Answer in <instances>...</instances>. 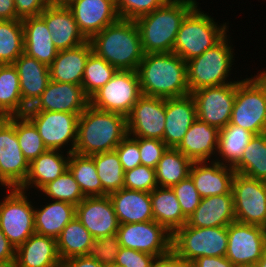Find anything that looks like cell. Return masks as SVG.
<instances>
[{
  "mask_svg": "<svg viewBox=\"0 0 266 267\" xmlns=\"http://www.w3.org/2000/svg\"><path fill=\"white\" fill-rule=\"evenodd\" d=\"M136 71L144 95L167 99L190 94L186 62L174 52L144 54Z\"/></svg>",
  "mask_w": 266,
  "mask_h": 267,
  "instance_id": "cell-1",
  "label": "cell"
},
{
  "mask_svg": "<svg viewBox=\"0 0 266 267\" xmlns=\"http://www.w3.org/2000/svg\"><path fill=\"white\" fill-rule=\"evenodd\" d=\"M92 51L117 70L136 71L144 57L138 27L119 18L89 39Z\"/></svg>",
  "mask_w": 266,
  "mask_h": 267,
  "instance_id": "cell-2",
  "label": "cell"
},
{
  "mask_svg": "<svg viewBox=\"0 0 266 267\" xmlns=\"http://www.w3.org/2000/svg\"><path fill=\"white\" fill-rule=\"evenodd\" d=\"M127 135L124 115L102 111L89 104L79 116L74 153L91 156L113 151Z\"/></svg>",
  "mask_w": 266,
  "mask_h": 267,
  "instance_id": "cell-3",
  "label": "cell"
},
{
  "mask_svg": "<svg viewBox=\"0 0 266 267\" xmlns=\"http://www.w3.org/2000/svg\"><path fill=\"white\" fill-rule=\"evenodd\" d=\"M197 3L196 0H168L150 14L135 20L144 54L173 52L177 32Z\"/></svg>",
  "mask_w": 266,
  "mask_h": 267,
  "instance_id": "cell-4",
  "label": "cell"
},
{
  "mask_svg": "<svg viewBox=\"0 0 266 267\" xmlns=\"http://www.w3.org/2000/svg\"><path fill=\"white\" fill-rule=\"evenodd\" d=\"M198 8L197 4L184 18L173 46V52L185 62L212 48L228 32L226 23L218 25Z\"/></svg>",
  "mask_w": 266,
  "mask_h": 267,
  "instance_id": "cell-5",
  "label": "cell"
},
{
  "mask_svg": "<svg viewBox=\"0 0 266 267\" xmlns=\"http://www.w3.org/2000/svg\"><path fill=\"white\" fill-rule=\"evenodd\" d=\"M227 37L226 34L212 48L186 62L190 94L200 88L236 82L227 80L234 62L233 48Z\"/></svg>",
  "mask_w": 266,
  "mask_h": 267,
  "instance_id": "cell-6",
  "label": "cell"
},
{
  "mask_svg": "<svg viewBox=\"0 0 266 267\" xmlns=\"http://www.w3.org/2000/svg\"><path fill=\"white\" fill-rule=\"evenodd\" d=\"M227 226L198 228L185 224L172 234V251L187 264L202 256H225Z\"/></svg>",
  "mask_w": 266,
  "mask_h": 267,
  "instance_id": "cell-7",
  "label": "cell"
},
{
  "mask_svg": "<svg viewBox=\"0 0 266 267\" xmlns=\"http://www.w3.org/2000/svg\"><path fill=\"white\" fill-rule=\"evenodd\" d=\"M230 124L246 129L254 135L266 133V94L252 76L237 80Z\"/></svg>",
  "mask_w": 266,
  "mask_h": 267,
  "instance_id": "cell-8",
  "label": "cell"
},
{
  "mask_svg": "<svg viewBox=\"0 0 266 267\" xmlns=\"http://www.w3.org/2000/svg\"><path fill=\"white\" fill-rule=\"evenodd\" d=\"M26 193L8 188V195L0 202V229L15 249L35 233L34 207Z\"/></svg>",
  "mask_w": 266,
  "mask_h": 267,
  "instance_id": "cell-9",
  "label": "cell"
},
{
  "mask_svg": "<svg viewBox=\"0 0 266 267\" xmlns=\"http://www.w3.org/2000/svg\"><path fill=\"white\" fill-rule=\"evenodd\" d=\"M141 95L137 71L117 70L111 80L89 98V104L127 117Z\"/></svg>",
  "mask_w": 266,
  "mask_h": 267,
  "instance_id": "cell-10",
  "label": "cell"
},
{
  "mask_svg": "<svg viewBox=\"0 0 266 267\" xmlns=\"http://www.w3.org/2000/svg\"><path fill=\"white\" fill-rule=\"evenodd\" d=\"M236 221L266 227V181L235 173L232 180Z\"/></svg>",
  "mask_w": 266,
  "mask_h": 267,
  "instance_id": "cell-11",
  "label": "cell"
},
{
  "mask_svg": "<svg viewBox=\"0 0 266 267\" xmlns=\"http://www.w3.org/2000/svg\"><path fill=\"white\" fill-rule=\"evenodd\" d=\"M225 257L236 267H255L266 248L265 228L234 221L227 226Z\"/></svg>",
  "mask_w": 266,
  "mask_h": 267,
  "instance_id": "cell-12",
  "label": "cell"
},
{
  "mask_svg": "<svg viewBox=\"0 0 266 267\" xmlns=\"http://www.w3.org/2000/svg\"><path fill=\"white\" fill-rule=\"evenodd\" d=\"M236 89L237 81L193 91L197 119L219 130L226 127L231 120Z\"/></svg>",
  "mask_w": 266,
  "mask_h": 267,
  "instance_id": "cell-13",
  "label": "cell"
},
{
  "mask_svg": "<svg viewBox=\"0 0 266 267\" xmlns=\"http://www.w3.org/2000/svg\"><path fill=\"white\" fill-rule=\"evenodd\" d=\"M117 235L121 247L156 257L166 255L172 250V234L154 220L119 224Z\"/></svg>",
  "mask_w": 266,
  "mask_h": 267,
  "instance_id": "cell-14",
  "label": "cell"
},
{
  "mask_svg": "<svg viewBox=\"0 0 266 267\" xmlns=\"http://www.w3.org/2000/svg\"><path fill=\"white\" fill-rule=\"evenodd\" d=\"M29 162L24 157L15 130V121L0 120V184L19 188L26 180Z\"/></svg>",
  "mask_w": 266,
  "mask_h": 267,
  "instance_id": "cell-15",
  "label": "cell"
},
{
  "mask_svg": "<svg viewBox=\"0 0 266 267\" xmlns=\"http://www.w3.org/2000/svg\"><path fill=\"white\" fill-rule=\"evenodd\" d=\"M131 137L160 139L165 130V99L142 94L126 117Z\"/></svg>",
  "mask_w": 266,
  "mask_h": 267,
  "instance_id": "cell-16",
  "label": "cell"
},
{
  "mask_svg": "<svg viewBox=\"0 0 266 267\" xmlns=\"http://www.w3.org/2000/svg\"><path fill=\"white\" fill-rule=\"evenodd\" d=\"M80 115L68 112L43 111L32 123L37 128L48 150H63L66 145L68 147L69 143L71 147L66 152L71 154L74 153L77 142Z\"/></svg>",
  "mask_w": 266,
  "mask_h": 267,
  "instance_id": "cell-17",
  "label": "cell"
},
{
  "mask_svg": "<svg viewBox=\"0 0 266 267\" xmlns=\"http://www.w3.org/2000/svg\"><path fill=\"white\" fill-rule=\"evenodd\" d=\"M76 217L94 239L116 234L119 222L108 195L85 197L76 206Z\"/></svg>",
  "mask_w": 266,
  "mask_h": 267,
  "instance_id": "cell-18",
  "label": "cell"
},
{
  "mask_svg": "<svg viewBox=\"0 0 266 267\" xmlns=\"http://www.w3.org/2000/svg\"><path fill=\"white\" fill-rule=\"evenodd\" d=\"M66 6L88 40L119 19L115 0H69Z\"/></svg>",
  "mask_w": 266,
  "mask_h": 267,
  "instance_id": "cell-19",
  "label": "cell"
},
{
  "mask_svg": "<svg viewBox=\"0 0 266 267\" xmlns=\"http://www.w3.org/2000/svg\"><path fill=\"white\" fill-rule=\"evenodd\" d=\"M39 16L45 21L58 51L74 48L88 41L66 4H50Z\"/></svg>",
  "mask_w": 266,
  "mask_h": 267,
  "instance_id": "cell-20",
  "label": "cell"
},
{
  "mask_svg": "<svg viewBox=\"0 0 266 267\" xmlns=\"http://www.w3.org/2000/svg\"><path fill=\"white\" fill-rule=\"evenodd\" d=\"M212 160L195 161L190 168L189 176L201 198L228 194L232 190L233 167Z\"/></svg>",
  "mask_w": 266,
  "mask_h": 267,
  "instance_id": "cell-21",
  "label": "cell"
},
{
  "mask_svg": "<svg viewBox=\"0 0 266 267\" xmlns=\"http://www.w3.org/2000/svg\"><path fill=\"white\" fill-rule=\"evenodd\" d=\"M165 116L163 142L168 148H177L192 123L197 119L193 96L189 94L165 99Z\"/></svg>",
  "mask_w": 266,
  "mask_h": 267,
  "instance_id": "cell-22",
  "label": "cell"
},
{
  "mask_svg": "<svg viewBox=\"0 0 266 267\" xmlns=\"http://www.w3.org/2000/svg\"><path fill=\"white\" fill-rule=\"evenodd\" d=\"M236 221L232 191L228 194L201 198L194 213L187 218L191 227L207 228L228 226Z\"/></svg>",
  "mask_w": 266,
  "mask_h": 267,
  "instance_id": "cell-23",
  "label": "cell"
},
{
  "mask_svg": "<svg viewBox=\"0 0 266 267\" xmlns=\"http://www.w3.org/2000/svg\"><path fill=\"white\" fill-rule=\"evenodd\" d=\"M14 267H62L56 239L32 234L16 249Z\"/></svg>",
  "mask_w": 266,
  "mask_h": 267,
  "instance_id": "cell-24",
  "label": "cell"
},
{
  "mask_svg": "<svg viewBox=\"0 0 266 267\" xmlns=\"http://www.w3.org/2000/svg\"><path fill=\"white\" fill-rule=\"evenodd\" d=\"M43 111L82 114L89 105L81 85L50 80L41 94Z\"/></svg>",
  "mask_w": 266,
  "mask_h": 267,
  "instance_id": "cell-25",
  "label": "cell"
},
{
  "mask_svg": "<svg viewBox=\"0 0 266 267\" xmlns=\"http://www.w3.org/2000/svg\"><path fill=\"white\" fill-rule=\"evenodd\" d=\"M92 52L89 40L77 47L59 51L49 66L50 80L81 85L85 65Z\"/></svg>",
  "mask_w": 266,
  "mask_h": 267,
  "instance_id": "cell-26",
  "label": "cell"
},
{
  "mask_svg": "<svg viewBox=\"0 0 266 267\" xmlns=\"http://www.w3.org/2000/svg\"><path fill=\"white\" fill-rule=\"evenodd\" d=\"M108 196L119 224L154 220L150 192L122 188Z\"/></svg>",
  "mask_w": 266,
  "mask_h": 267,
  "instance_id": "cell-27",
  "label": "cell"
},
{
  "mask_svg": "<svg viewBox=\"0 0 266 267\" xmlns=\"http://www.w3.org/2000/svg\"><path fill=\"white\" fill-rule=\"evenodd\" d=\"M220 130L196 119L177 149L195 161H209L217 152Z\"/></svg>",
  "mask_w": 266,
  "mask_h": 267,
  "instance_id": "cell-28",
  "label": "cell"
},
{
  "mask_svg": "<svg viewBox=\"0 0 266 267\" xmlns=\"http://www.w3.org/2000/svg\"><path fill=\"white\" fill-rule=\"evenodd\" d=\"M21 21L24 29V53L50 66L59 51L53 44L45 21L40 16Z\"/></svg>",
  "mask_w": 266,
  "mask_h": 267,
  "instance_id": "cell-29",
  "label": "cell"
},
{
  "mask_svg": "<svg viewBox=\"0 0 266 267\" xmlns=\"http://www.w3.org/2000/svg\"><path fill=\"white\" fill-rule=\"evenodd\" d=\"M66 155L67 158L61 150H47L35 158L30 162L27 178L19 189L28 191L29 187H36L40 190L48 182L61 176L68 168L70 154Z\"/></svg>",
  "mask_w": 266,
  "mask_h": 267,
  "instance_id": "cell-30",
  "label": "cell"
},
{
  "mask_svg": "<svg viewBox=\"0 0 266 267\" xmlns=\"http://www.w3.org/2000/svg\"><path fill=\"white\" fill-rule=\"evenodd\" d=\"M75 216L76 206L59 200H52L40 209L34 207L35 233L57 239Z\"/></svg>",
  "mask_w": 266,
  "mask_h": 267,
  "instance_id": "cell-31",
  "label": "cell"
},
{
  "mask_svg": "<svg viewBox=\"0 0 266 267\" xmlns=\"http://www.w3.org/2000/svg\"><path fill=\"white\" fill-rule=\"evenodd\" d=\"M153 218L171 234L187 223L171 187H156L150 192Z\"/></svg>",
  "mask_w": 266,
  "mask_h": 267,
  "instance_id": "cell-32",
  "label": "cell"
},
{
  "mask_svg": "<svg viewBox=\"0 0 266 267\" xmlns=\"http://www.w3.org/2000/svg\"><path fill=\"white\" fill-rule=\"evenodd\" d=\"M16 67L21 95H41L50 82L49 66L37 59L21 54L13 63Z\"/></svg>",
  "mask_w": 266,
  "mask_h": 267,
  "instance_id": "cell-33",
  "label": "cell"
},
{
  "mask_svg": "<svg viewBox=\"0 0 266 267\" xmlns=\"http://www.w3.org/2000/svg\"><path fill=\"white\" fill-rule=\"evenodd\" d=\"M94 238L75 216L61 231L56 239L57 251L61 261L87 255Z\"/></svg>",
  "mask_w": 266,
  "mask_h": 267,
  "instance_id": "cell-34",
  "label": "cell"
},
{
  "mask_svg": "<svg viewBox=\"0 0 266 267\" xmlns=\"http://www.w3.org/2000/svg\"><path fill=\"white\" fill-rule=\"evenodd\" d=\"M253 136L254 134L250 131L229 123L220 129L216 153L220 159L218 157L215 161L234 167L242 158L243 152Z\"/></svg>",
  "mask_w": 266,
  "mask_h": 267,
  "instance_id": "cell-35",
  "label": "cell"
},
{
  "mask_svg": "<svg viewBox=\"0 0 266 267\" xmlns=\"http://www.w3.org/2000/svg\"><path fill=\"white\" fill-rule=\"evenodd\" d=\"M192 163L177 148H167L155 168L158 187H172L187 178Z\"/></svg>",
  "mask_w": 266,
  "mask_h": 267,
  "instance_id": "cell-36",
  "label": "cell"
},
{
  "mask_svg": "<svg viewBox=\"0 0 266 267\" xmlns=\"http://www.w3.org/2000/svg\"><path fill=\"white\" fill-rule=\"evenodd\" d=\"M233 169L235 173L266 181V133L251 138Z\"/></svg>",
  "mask_w": 266,
  "mask_h": 267,
  "instance_id": "cell-37",
  "label": "cell"
},
{
  "mask_svg": "<svg viewBox=\"0 0 266 267\" xmlns=\"http://www.w3.org/2000/svg\"><path fill=\"white\" fill-rule=\"evenodd\" d=\"M68 169L79 184L85 197L103 196V188L97 174L94 160L90 156L71 153Z\"/></svg>",
  "mask_w": 266,
  "mask_h": 267,
  "instance_id": "cell-38",
  "label": "cell"
},
{
  "mask_svg": "<svg viewBox=\"0 0 266 267\" xmlns=\"http://www.w3.org/2000/svg\"><path fill=\"white\" fill-rule=\"evenodd\" d=\"M95 163L103 196L124 188V170L115 150L90 156Z\"/></svg>",
  "mask_w": 266,
  "mask_h": 267,
  "instance_id": "cell-39",
  "label": "cell"
},
{
  "mask_svg": "<svg viewBox=\"0 0 266 267\" xmlns=\"http://www.w3.org/2000/svg\"><path fill=\"white\" fill-rule=\"evenodd\" d=\"M24 53V29L20 19L0 20V64H13Z\"/></svg>",
  "mask_w": 266,
  "mask_h": 267,
  "instance_id": "cell-40",
  "label": "cell"
},
{
  "mask_svg": "<svg viewBox=\"0 0 266 267\" xmlns=\"http://www.w3.org/2000/svg\"><path fill=\"white\" fill-rule=\"evenodd\" d=\"M116 72L114 66L92 52L87 59L81 84L85 95L90 98L107 84Z\"/></svg>",
  "mask_w": 266,
  "mask_h": 267,
  "instance_id": "cell-41",
  "label": "cell"
},
{
  "mask_svg": "<svg viewBox=\"0 0 266 267\" xmlns=\"http://www.w3.org/2000/svg\"><path fill=\"white\" fill-rule=\"evenodd\" d=\"M40 191L52 200L68 202L74 206H77L85 198L79 184L68 168L61 176L44 185Z\"/></svg>",
  "mask_w": 266,
  "mask_h": 267,
  "instance_id": "cell-42",
  "label": "cell"
},
{
  "mask_svg": "<svg viewBox=\"0 0 266 267\" xmlns=\"http://www.w3.org/2000/svg\"><path fill=\"white\" fill-rule=\"evenodd\" d=\"M21 96L20 80L13 64H0V115L6 118Z\"/></svg>",
  "mask_w": 266,
  "mask_h": 267,
  "instance_id": "cell-43",
  "label": "cell"
},
{
  "mask_svg": "<svg viewBox=\"0 0 266 267\" xmlns=\"http://www.w3.org/2000/svg\"><path fill=\"white\" fill-rule=\"evenodd\" d=\"M15 130L21 151L29 163L48 150L32 122H15Z\"/></svg>",
  "mask_w": 266,
  "mask_h": 267,
  "instance_id": "cell-44",
  "label": "cell"
},
{
  "mask_svg": "<svg viewBox=\"0 0 266 267\" xmlns=\"http://www.w3.org/2000/svg\"><path fill=\"white\" fill-rule=\"evenodd\" d=\"M168 0H115L119 18L137 20L163 6Z\"/></svg>",
  "mask_w": 266,
  "mask_h": 267,
  "instance_id": "cell-45",
  "label": "cell"
},
{
  "mask_svg": "<svg viewBox=\"0 0 266 267\" xmlns=\"http://www.w3.org/2000/svg\"><path fill=\"white\" fill-rule=\"evenodd\" d=\"M121 244L116 234L94 239L87 256L96 259L103 266L116 262Z\"/></svg>",
  "mask_w": 266,
  "mask_h": 267,
  "instance_id": "cell-46",
  "label": "cell"
},
{
  "mask_svg": "<svg viewBox=\"0 0 266 267\" xmlns=\"http://www.w3.org/2000/svg\"><path fill=\"white\" fill-rule=\"evenodd\" d=\"M158 187L155 169L139 165L124 172V188L129 190L151 192Z\"/></svg>",
  "mask_w": 266,
  "mask_h": 267,
  "instance_id": "cell-47",
  "label": "cell"
},
{
  "mask_svg": "<svg viewBox=\"0 0 266 267\" xmlns=\"http://www.w3.org/2000/svg\"><path fill=\"white\" fill-rule=\"evenodd\" d=\"M43 112L42 97L21 95L14 109L6 117L15 122H32Z\"/></svg>",
  "mask_w": 266,
  "mask_h": 267,
  "instance_id": "cell-48",
  "label": "cell"
},
{
  "mask_svg": "<svg viewBox=\"0 0 266 267\" xmlns=\"http://www.w3.org/2000/svg\"><path fill=\"white\" fill-rule=\"evenodd\" d=\"M171 188L177 197L183 215L188 218L194 213L201 201L192 178L188 176Z\"/></svg>",
  "mask_w": 266,
  "mask_h": 267,
  "instance_id": "cell-49",
  "label": "cell"
},
{
  "mask_svg": "<svg viewBox=\"0 0 266 267\" xmlns=\"http://www.w3.org/2000/svg\"><path fill=\"white\" fill-rule=\"evenodd\" d=\"M114 150L119 157L124 172L141 165L138 137L127 135Z\"/></svg>",
  "mask_w": 266,
  "mask_h": 267,
  "instance_id": "cell-50",
  "label": "cell"
},
{
  "mask_svg": "<svg viewBox=\"0 0 266 267\" xmlns=\"http://www.w3.org/2000/svg\"><path fill=\"white\" fill-rule=\"evenodd\" d=\"M138 146L141 164L154 169L168 148L162 140L149 138H138Z\"/></svg>",
  "mask_w": 266,
  "mask_h": 267,
  "instance_id": "cell-51",
  "label": "cell"
},
{
  "mask_svg": "<svg viewBox=\"0 0 266 267\" xmlns=\"http://www.w3.org/2000/svg\"><path fill=\"white\" fill-rule=\"evenodd\" d=\"M155 258L145 252L121 247L115 263L123 267H152Z\"/></svg>",
  "mask_w": 266,
  "mask_h": 267,
  "instance_id": "cell-52",
  "label": "cell"
},
{
  "mask_svg": "<svg viewBox=\"0 0 266 267\" xmlns=\"http://www.w3.org/2000/svg\"><path fill=\"white\" fill-rule=\"evenodd\" d=\"M17 17L23 20L28 17L39 16L50 5L49 0H14Z\"/></svg>",
  "mask_w": 266,
  "mask_h": 267,
  "instance_id": "cell-53",
  "label": "cell"
},
{
  "mask_svg": "<svg viewBox=\"0 0 266 267\" xmlns=\"http://www.w3.org/2000/svg\"><path fill=\"white\" fill-rule=\"evenodd\" d=\"M16 249L0 229V267H14Z\"/></svg>",
  "mask_w": 266,
  "mask_h": 267,
  "instance_id": "cell-54",
  "label": "cell"
},
{
  "mask_svg": "<svg viewBox=\"0 0 266 267\" xmlns=\"http://www.w3.org/2000/svg\"><path fill=\"white\" fill-rule=\"evenodd\" d=\"M190 267H236L225 256H202L189 264Z\"/></svg>",
  "mask_w": 266,
  "mask_h": 267,
  "instance_id": "cell-55",
  "label": "cell"
},
{
  "mask_svg": "<svg viewBox=\"0 0 266 267\" xmlns=\"http://www.w3.org/2000/svg\"><path fill=\"white\" fill-rule=\"evenodd\" d=\"M152 267H189L184 260L180 259L172 250L163 256L156 257Z\"/></svg>",
  "mask_w": 266,
  "mask_h": 267,
  "instance_id": "cell-56",
  "label": "cell"
},
{
  "mask_svg": "<svg viewBox=\"0 0 266 267\" xmlns=\"http://www.w3.org/2000/svg\"><path fill=\"white\" fill-rule=\"evenodd\" d=\"M62 267H104L96 259L87 255L75 256L62 261Z\"/></svg>",
  "mask_w": 266,
  "mask_h": 267,
  "instance_id": "cell-57",
  "label": "cell"
},
{
  "mask_svg": "<svg viewBox=\"0 0 266 267\" xmlns=\"http://www.w3.org/2000/svg\"><path fill=\"white\" fill-rule=\"evenodd\" d=\"M19 19L16 14L14 0H0V20Z\"/></svg>",
  "mask_w": 266,
  "mask_h": 267,
  "instance_id": "cell-58",
  "label": "cell"
},
{
  "mask_svg": "<svg viewBox=\"0 0 266 267\" xmlns=\"http://www.w3.org/2000/svg\"><path fill=\"white\" fill-rule=\"evenodd\" d=\"M253 78L263 87V90L266 94V71L263 72L260 70V73L254 75Z\"/></svg>",
  "mask_w": 266,
  "mask_h": 267,
  "instance_id": "cell-59",
  "label": "cell"
},
{
  "mask_svg": "<svg viewBox=\"0 0 266 267\" xmlns=\"http://www.w3.org/2000/svg\"><path fill=\"white\" fill-rule=\"evenodd\" d=\"M255 267H266V248L264 250L263 256L260 258Z\"/></svg>",
  "mask_w": 266,
  "mask_h": 267,
  "instance_id": "cell-60",
  "label": "cell"
},
{
  "mask_svg": "<svg viewBox=\"0 0 266 267\" xmlns=\"http://www.w3.org/2000/svg\"><path fill=\"white\" fill-rule=\"evenodd\" d=\"M69 0H49L50 4H66Z\"/></svg>",
  "mask_w": 266,
  "mask_h": 267,
  "instance_id": "cell-61",
  "label": "cell"
},
{
  "mask_svg": "<svg viewBox=\"0 0 266 267\" xmlns=\"http://www.w3.org/2000/svg\"><path fill=\"white\" fill-rule=\"evenodd\" d=\"M104 267H123V266H120L116 263H112V264H109V265H105Z\"/></svg>",
  "mask_w": 266,
  "mask_h": 267,
  "instance_id": "cell-62",
  "label": "cell"
}]
</instances>
